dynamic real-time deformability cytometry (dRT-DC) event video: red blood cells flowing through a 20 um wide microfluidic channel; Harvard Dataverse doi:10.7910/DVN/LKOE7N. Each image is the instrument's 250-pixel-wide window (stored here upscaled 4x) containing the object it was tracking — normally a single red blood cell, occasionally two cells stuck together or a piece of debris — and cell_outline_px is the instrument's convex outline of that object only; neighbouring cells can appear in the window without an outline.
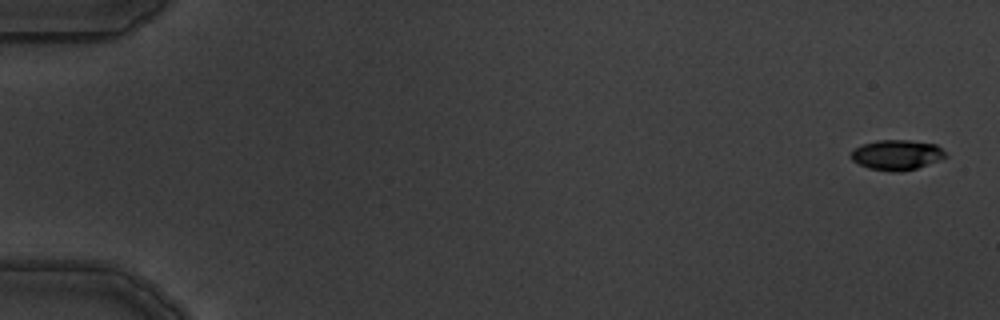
{"species": "common noctule bat (a hibernating species)", "species_latin": "Nyctalus noctula", "temperature_condition": "warm", "stored_images_in_passage": 5, "camera_frame_rate_fps": 3000, "um_per_image_px": 0.085, "animal": {"sex": "male", "body_mass_g": 19.5, "forearm_length_mm": 54.6}, "frame": {"image": 1, "passage_image": 1, "time_ms": 0.0, "image_size_px": [1000, 320], "cell_outline_px": [[948, 156], [940, 160], [916, 168], [900, 172], [888, 172], [868, 168], [852, 160], [852, 152], [856, 148], [864, 144], [876, 140], [908, 140], [936, 144], [948, 152]], "centroid_in_image_um": [76.29, 13.17], "position_along_channel_um": 8.7, "area_um2": 16.65}}
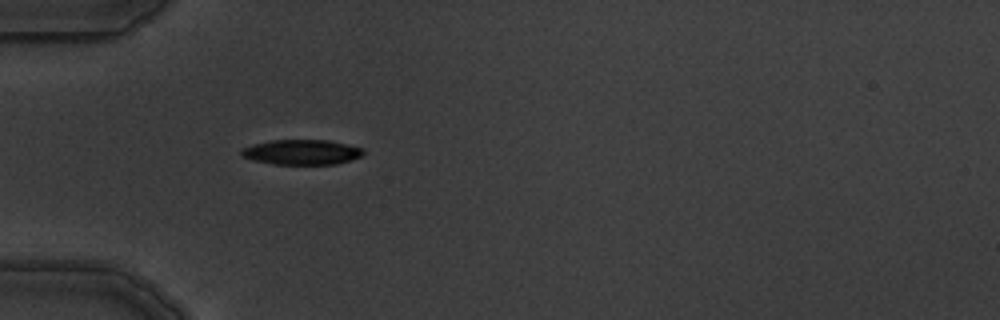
{"frame": {"image": 2, "passage_image": 5, "time_ms": 5.333, "image_size_px": [1000, 320], "cell_outline_px": [[364, 152], [360, 156], [336, 164], [272, 164], [252, 160], [240, 156], [240, 148], [252, 144], [272, 140], [328, 140], [364, 148]], "centroid_in_image_um": [25.57, 12.93], "position_along_channel_um": 59.4, "area_um2": 17.86}}